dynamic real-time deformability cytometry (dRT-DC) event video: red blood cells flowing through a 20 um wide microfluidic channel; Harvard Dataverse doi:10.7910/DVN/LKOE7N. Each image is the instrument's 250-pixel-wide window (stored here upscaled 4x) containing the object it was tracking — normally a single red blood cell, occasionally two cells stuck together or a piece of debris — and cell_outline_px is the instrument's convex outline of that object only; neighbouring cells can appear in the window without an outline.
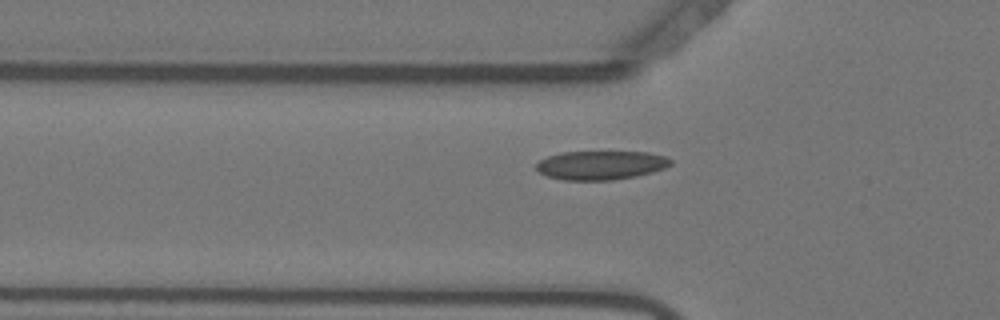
{"species": "Egyptian fruit bat (a non-hibernating species)", "species_latin": "Rousettus aegyptiacus", "temperature_condition": "warm", "stored_images_in_passage": 56, "camera_frame_rate_fps": 3000, "um_per_image_px": 0.085, "animal": {"sex": "female"}, "frame": {"image": 1, "passage_image": 19, "time_ms": 6.0, "image_size_px": [1000, 320], "cell_outline_px": [[672, 164], [664, 168], [652, 172], [636, 176], [612, 180], [564, 180], [548, 176], [540, 172], [536, 168], [536, 164], [540, 160], [548, 156], [560, 152], [648, 152], [664, 156], [672, 160]], "centroid_in_image_um": [51.08, 14.04], "position_along_channel_um": 74.7, "area_um2": 22.54}}
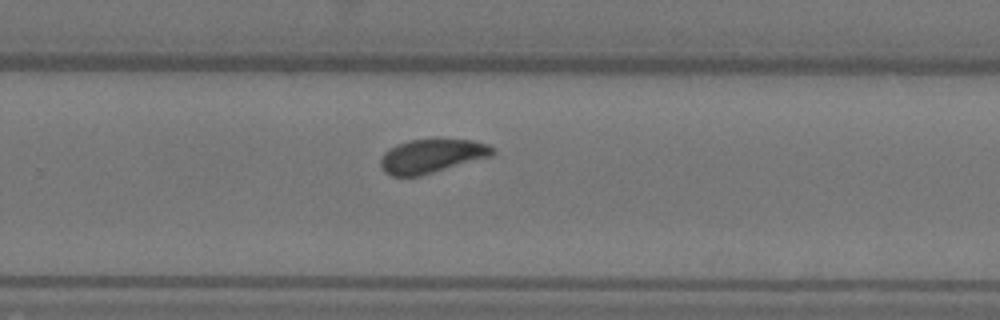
{"frame": {"image": 2, "passage_image": 37, "time_ms": 12.0, "image_size_px": [1000, 320], "cell_outline_px": [[496, 152], [492, 156], [420, 176], [392, 176], [384, 172], [380, 164], [380, 160], [384, 152], [388, 148], [396, 144], [408, 140], [472, 140], [488, 144], [496, 148]], "centroid_in_image_um": [36.7, 13.26], "position_along_channel_um": 293.1, "area_um2": 22.14}}
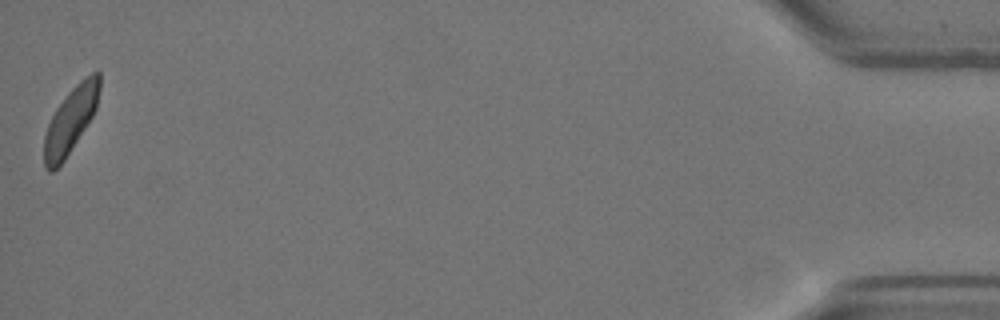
{"frame": {"image": 3, "passage_image": 56, "time_ms": 18.333, "image_size_px": [1000, 320], "cell_outline_px": [[100, 88], [96, 108], [92, 116], [64, 160], [52, 172], [48, 172], [44, 168], [44, 136], [48, 124], [56, 108], [68, 92], [84, 76], [92, 72], [100, 72]], "centroid_in_image_um": [5.99, 10.2], "position_along_channel_um": 429.2, "area_um2": 20.98}, "authors_computed_cell_mechanics": {"area_um2": 22.1663, "velocity_mm_per_s": 3.6375, "shape_relaxation_time_tau1_ms": 2.9869, "shape_relaxation_time_tau2_ms": 0.904, "deformation_change_tau1": 0.1008, "deformation_change_tau2": 0.0411}}